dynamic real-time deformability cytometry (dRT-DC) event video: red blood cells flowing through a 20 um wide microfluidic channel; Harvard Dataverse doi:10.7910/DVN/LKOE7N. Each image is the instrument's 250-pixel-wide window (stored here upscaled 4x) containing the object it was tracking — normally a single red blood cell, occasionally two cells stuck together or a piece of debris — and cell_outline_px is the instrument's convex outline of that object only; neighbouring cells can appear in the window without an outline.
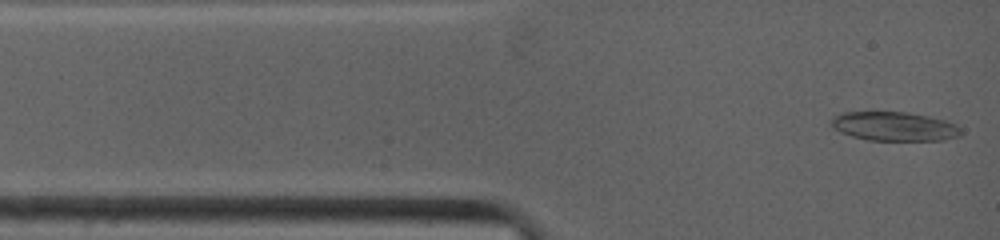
{"species": "common noctule bat (a hibernating species)", "species_latin": "Nyctalus noctula", "temperature_condition": "warm", "stored_images_in_passage": 112, "camera_frame_rate_fps": 4500, "um_per_image_px": 0.085, "animal": {"sex": "female", "body_mass_g": 19.0, "forearm_length_mm": 53.3}, "frame": {"image": 1, "passage_image": 1, "time_ms": 0.0, "image_size_px": [1000, 240], "cell_outline_px": [[960, 136], [944, 140], [868, 140], [852, 136], [840, 132], [832, 128], [832, 116], [844, 112], [908, 112], [928, 116], [944, 120], [956, 124], [960, 128]], "centroid_in_image_um": [76.0, 10.74], "position_along_channel_um": 9.0, "area_um2": 21.91}}
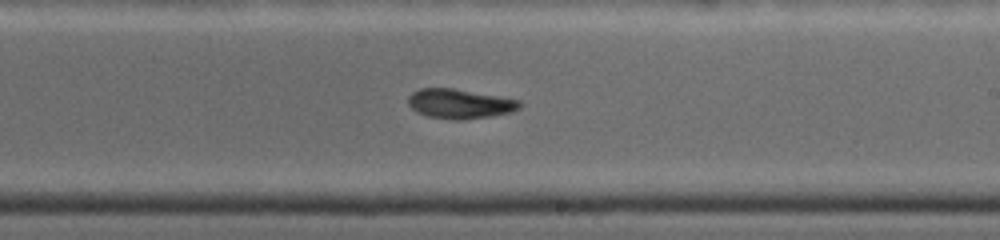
{"frame": {"image": 2, "passage_image": 56, "time_ms": 7.111, "image_size_px": [1000, 240], "cell_outline_px": [[524, 104], [520, 108], [512, 112], [488, 116], [460, 120], [456, 120], [428, 116], [416, 112], [408, 104], [408, 96], [412, 92], [420, 88], [452, 88], [520, 100]], "centroid_in_image_um": [39.08, 8.81], "position_along_channel_um": 249.9, "area_um2": 19.13}}
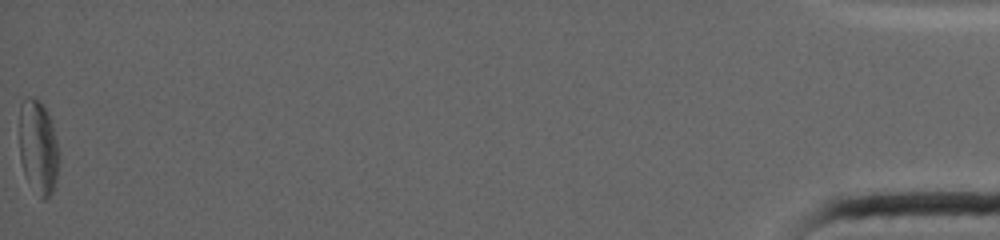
{"frame": {"image": 3, "passage_image": 112, "time_ms": 16.222, "image_size_px": [1000, 240], "cell_outline_px": [[60, 160], [56, 180], [52, 192], [44, 200], [40, 200], [24, 172], [20, 160], [20, 104], [28, 96], [36, 96], [44, 104], [52, 124], [60, 152]], "centroid_in_image_um": [3.27, 12.49], "position_along_channel_um": 431.9, "area_um2": 22.02}, "authors_computed_cell_mechanics": {"area_um2": 19.9988, "velocity_mm_per_s": 3.9184, "shape_relaxation_time_tau1_ms": 3.2237, "shape_relaxation_time_tau2_ms": 8.4029, "deformation_change_tau1": 0.1203, "deformation_change_tau2": 0.1911}}